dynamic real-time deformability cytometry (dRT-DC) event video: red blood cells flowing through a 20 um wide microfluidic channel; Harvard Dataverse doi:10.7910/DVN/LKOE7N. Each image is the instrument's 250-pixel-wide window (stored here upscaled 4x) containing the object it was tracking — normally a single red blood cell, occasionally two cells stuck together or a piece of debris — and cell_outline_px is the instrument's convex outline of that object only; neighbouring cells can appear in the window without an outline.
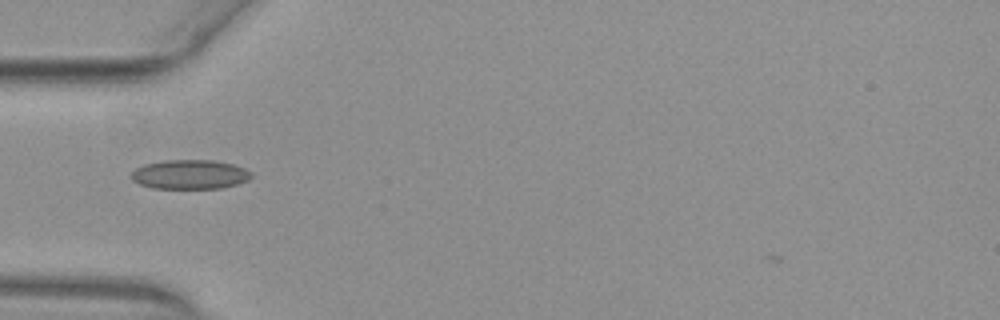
{"species": "common noctule bat (a hibernating species)", "species_latin": "Nyctalus noctula", "temperature_condition": "warm", "stored_images_in_passage": 37, "camera_frame_rate_fps": 3000, "um_per_image_px": 0.085, "animal": {"sex": "female", "body_mass_g": 29.2, "forearm_length_mm": 56.3}, "frame": {"image": 1, "passage_image": 1, "time_ms": 0.0, "image_size_px": [1000, 320], "cell_outline_px": [[252, 176], [248, 180], [236, 184], [220, 188], [152, 188], [140, 184], [132, 180], [132, 172], [136, 168], [144, 164], [164, 160], [212, 160], [232, 164], [244, 168], [252, 172]], "centroid_in_image_um": [16.14, 14.82], "position_along_channel_um": 68.9, "area_um2": 20.4}}
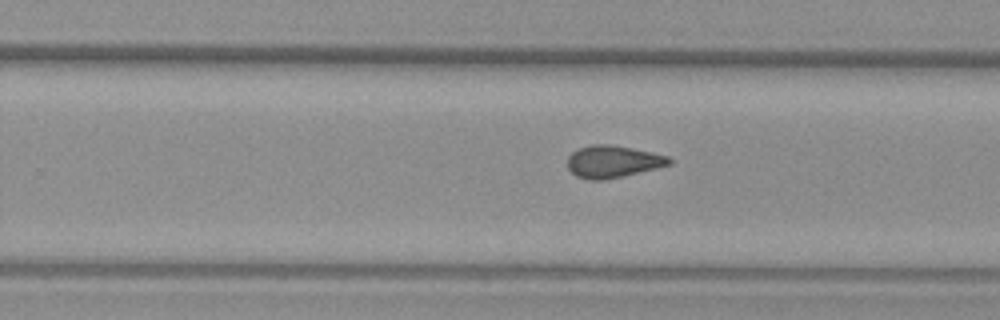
{"frame": {"image": 2, "passage_image": 17, "time_ms": 5.333, "image_size_px": [1000, 320], "cell_outline_px": [[672, 164], [624, 176], [604, 180], [588, 180], [576, 176], [568, 168], [568, 156], [572, 152], [580, 148], [592, 144], [608, 144], [632, 148], [668, 156], [672, 160]], "centroid_in_image_um": [52.08, 13.74], "position_along_channel_um": 277.7, "area_um2": 19.02}}
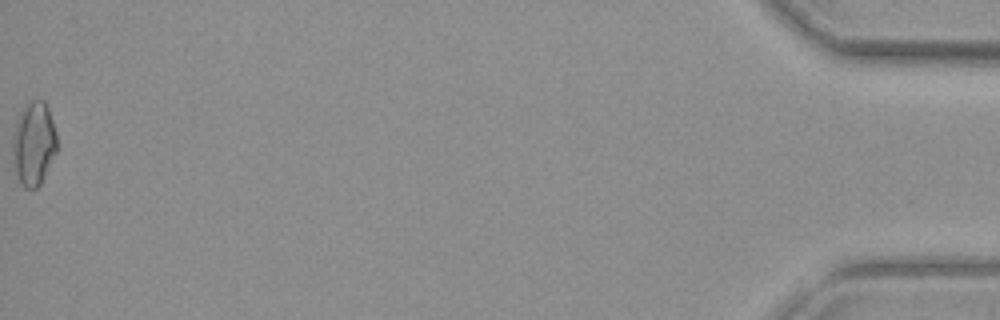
{"frame": {"image": 3, "passage_image": 37, "time_ms": 12.0, "image_size_px": [1000, 320], "cell_outline_px": [[56, 152], [40, 184], [36, 188], [24, 188], [20, 184], [16, 172], [12, 152], [12, 136], [16, 120], [24, 104], [32, 100], [44, 100], [48, 108], [56, 132]], "centroid_in_image_um": [2.84, 12.18], "position_along_channel_um": 432.4, "area_um2": 21.62}, "authors_computed_cell_mechanics": {"area_um2": 19.074, "velocity_mm_per_s": 3.9214, "shape_relaxation_time_tau1_ms": null, "shape_relaxation_time_tau2_ms": 1.6972, "deformation_change_tau1": null, "deformation_change_tau2": 0.0797}}